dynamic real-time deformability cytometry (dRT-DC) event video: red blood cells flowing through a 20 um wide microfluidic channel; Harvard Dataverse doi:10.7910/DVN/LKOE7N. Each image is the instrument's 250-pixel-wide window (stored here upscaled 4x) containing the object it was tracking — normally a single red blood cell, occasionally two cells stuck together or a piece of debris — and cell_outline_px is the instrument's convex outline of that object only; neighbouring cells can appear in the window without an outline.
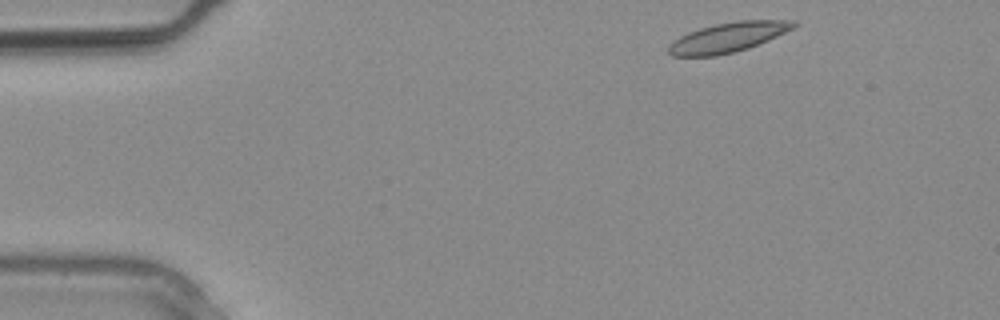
{"species": "common noctule bat (a hibernating species)", "species_latin": "Nyctalus noctula", "temperature_condition": "warm", "stored_images_in_passage": 4, "camera_frame_rate_fps": 3000, "um_per_image_px": 0.085, "animal": {"sex": "male", "body_mass_g": 20.4}, "frame": {"image": 1, "passage_image": 4, "time_ms": 1.0, "image_size_px": [1000, 320], "cell_outline_px": [[800, 24], [768, 40], [748, 48], [716, 56], [672, 56], [668, 52], [668, 44], [680, 36], [688, 32], [700, 28], [716, 24], [736, 20], [796, 20]], "centroid_in_image_um": [61.87, 3.16], "position_along_channel_um": 23.1, "area_um2": 21.62}}